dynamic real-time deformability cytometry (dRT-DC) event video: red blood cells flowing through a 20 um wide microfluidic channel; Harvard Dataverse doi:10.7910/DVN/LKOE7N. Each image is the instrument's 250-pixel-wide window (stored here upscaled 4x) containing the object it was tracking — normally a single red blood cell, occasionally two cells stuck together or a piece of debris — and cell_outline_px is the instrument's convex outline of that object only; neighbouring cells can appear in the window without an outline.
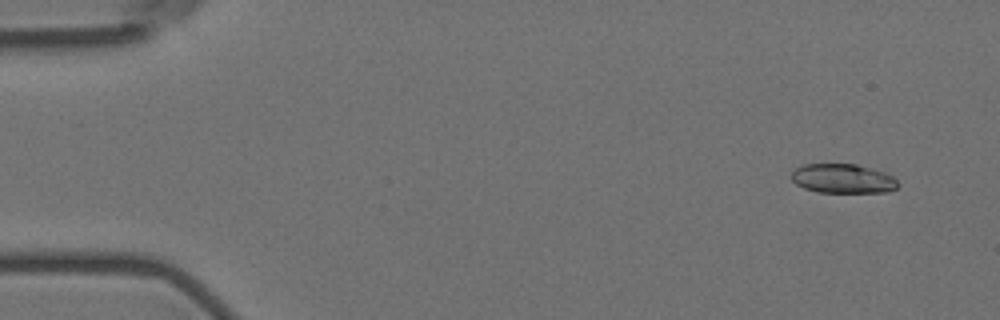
{"species": "Egyptian fruit bat (a non-hibernating species)", "species_latin": "Rousettus aegyptiacus", "temperature_condition": "room temperature", "stored_images_in_passage": 5, "camera_frame_rate_fps": 3000, "um_per_image_px": 0.085, "animal": {"sex": "female"}, "frame": {"image": 1, "passage_image": 1, "time_ms": 0.0, "image_size_px": [1000, 320], "cell_outline_px": [[900, 184], [896, 188], [888, 192], [816, 192], [804, 188], [796, 184], [792, 180], [792, 172], [796, 168], [804, 164], [856, 164], [884, 172], [892, 176]], "centroid_in_image_um": [71.65, 15.18], "position_along_channel_um": 13.4, "area_um2": 18.15}}
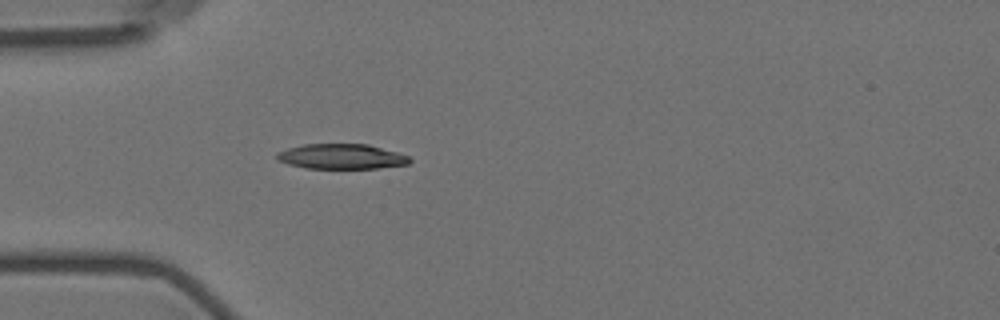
{"frame": {"image": 2, "passage_image": 5, "time_ms": 4.333, "image_size_px": [1000, 320], "cell_outline_px": [[412, 160], [408, 164], [376, 168], [304, 168], [288, 164], [276, 160], [276, 152], [288, 148], [304, 144], [368, 144], [396, 152], [408, 156]], "centroid_in_image_um": [28.98, 13.3], "position_along_channel_um": 56.0, "area_um2": 19.36}}